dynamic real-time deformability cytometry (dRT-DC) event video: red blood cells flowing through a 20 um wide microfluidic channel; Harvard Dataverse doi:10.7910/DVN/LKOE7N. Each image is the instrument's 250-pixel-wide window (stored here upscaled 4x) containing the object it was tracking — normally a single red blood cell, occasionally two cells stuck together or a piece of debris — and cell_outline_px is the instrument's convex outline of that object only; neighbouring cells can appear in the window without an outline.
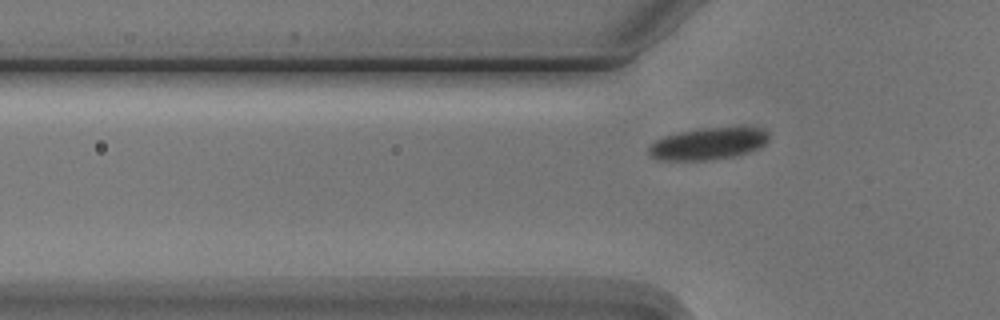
{"species": "Egyptian fruit bat (a non-hibernating species)", "species_latin": "Rousettus aegyptiacus", "temperature_condition": "cold", "stored_images_in_passage": 5, "camera_frame_rate_fps": 3000, "um_per_image_px": 0.085, "animal": {"sex": "male"}, "frame": {"image": 1, "passage_image": 5, "time_ms": 4.667, "image_size_px": [1000, 320], "cell_outline_px": [[768, 140], [764, 144], [756, 148], [732, 156], [712, 160], [656, 160], [648, 156], [648, 148], [656, 140], [664, 136], [680, 132], [700, 128], [760, 128], [768, 136]], "centroid_in_image_um": [60.08, 12.23], "position_along_channel_um": 65.7, "area_um2": 21.91}}